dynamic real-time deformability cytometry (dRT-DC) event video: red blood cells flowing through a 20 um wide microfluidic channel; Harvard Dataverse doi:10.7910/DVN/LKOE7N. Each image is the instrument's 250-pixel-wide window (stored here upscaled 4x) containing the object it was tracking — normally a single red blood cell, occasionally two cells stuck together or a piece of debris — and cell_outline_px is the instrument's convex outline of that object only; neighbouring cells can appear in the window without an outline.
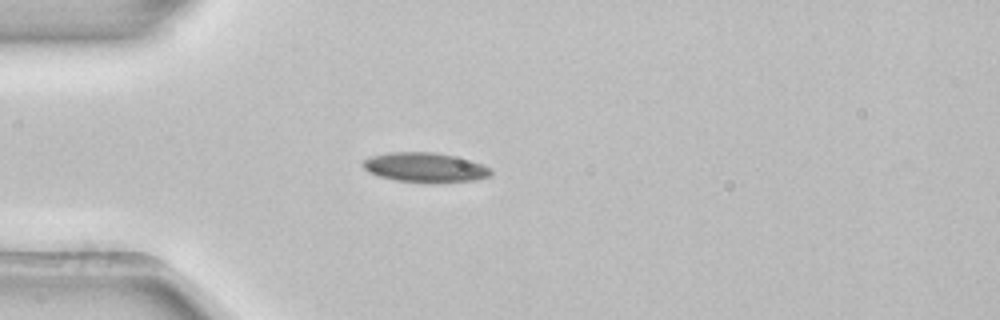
{"species": "common noctule bat (a hibernating species)", "species_latin": "Nyctalus noctula", "temperature_condition": "room temperature", "stored_images_in_passage": 1, "camera_frame_rate_fps": 3000, "um_per_image_px": 0.085, "animal": {"sex": "female", "body_mass_g": 22.7, "forearm_length_mm": 54.2}, "frame": {"image": 1, "passage_image": 1, "time_ms": 0.0, "image_size_px": [1000, 320], "cell_outline_px": [[492, 176], [476, 180], [396, 180], [380, 176], [368, 172], [360, 164], [364, 160], [372, 156], [388, 152], [432, 152], [472, 160], [492, 168]], "centroid_in_image_um": [36.13, 14.19], "position_along_channel_um": 48.9, "area_um2": 21.27}}